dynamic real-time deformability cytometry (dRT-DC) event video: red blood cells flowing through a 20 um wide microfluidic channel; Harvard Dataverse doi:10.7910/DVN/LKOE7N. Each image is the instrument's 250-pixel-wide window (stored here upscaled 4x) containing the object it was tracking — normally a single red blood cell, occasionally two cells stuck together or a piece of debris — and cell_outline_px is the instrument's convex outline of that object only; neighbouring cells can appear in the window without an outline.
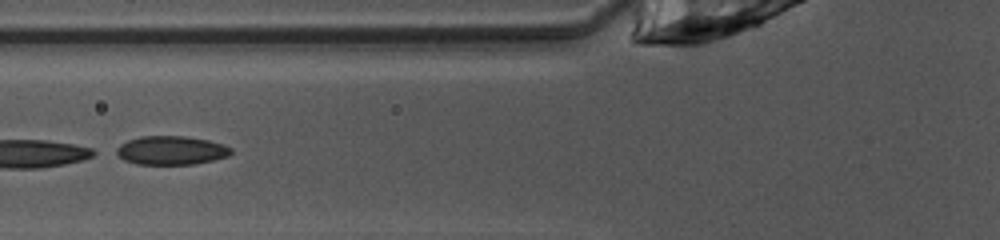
{"species": "common noctule bat (a hibernating species)", "species_latin": "Nyctalus noctula", "temperature_condition": "warm", "stored_images_in_passage": 35, "camera_frame_rate_fps": 3000, "um_per_image_px": 0.085, "animal": {"sex": "female", "body_mass_g": 10.0, "forearm_length_mm": 53.1}, "frame": {"image": 1, "passage_image": 6, "time_ms": 1.667, "image_size_px": [1000, 240], "cell_outline_px": [[232, 152], [228, 156], [212, 160], [192, 164], [136, 164], [124, 160], [112, 152], [120, 144], [128, 140], [140, 136], [184, 136], [208, 140], [224, 144], [232, 148]], "centroid_in_image_um": [14.51, 12.78], "position_along_channel_um": 111.3, "area_um2": 19.31}, "authors_computed_cell_mechanics": {"area_um2": 19.3052, "velocity_mm_per_s": 4.0386, "shape_relaxation_time_tau1_ms": 0.2878, "shape_relaxation_time_tau2_ms": 2.2032, "deformation_change_tau1": 0.2984, "deformation_change_tau2": 0.0904}}